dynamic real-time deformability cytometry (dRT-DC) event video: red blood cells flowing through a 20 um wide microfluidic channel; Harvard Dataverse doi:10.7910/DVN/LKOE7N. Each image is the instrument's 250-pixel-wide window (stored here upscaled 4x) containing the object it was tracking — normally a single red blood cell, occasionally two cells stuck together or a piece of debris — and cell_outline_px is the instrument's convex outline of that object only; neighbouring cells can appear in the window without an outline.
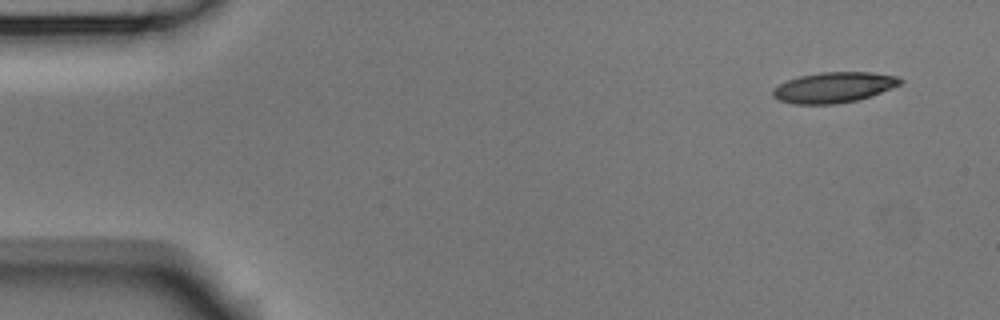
{"species": "Egyptian fruit bat (a non-hibernating species)", "species_latin": "Rousettus aegyptiacus", "temperature_condition": "room temperature", "stored_images_in_passage": 4, "camera_frame_rate_fps": 3000, "um_per_image_px": 0.085, "animal": {"sex": "male"}, "frame": {"image": 1, "passage_image": 1, "time_ms": 0.0, "image_size_px": [1000, 320], "cell_outline_px": [[904, 80], [900, 84], [892, 88], [856, 100], [836, 104], [796, 104], [780, 100], [772, 96], [772, 92], [780, 84], [788, 80], [800, 76], [820, 72], [872, 72], [896, 76]], "centroid_in_image_um": [70.88, 7.42], "position_along_channel_um": 14.1, "area_um2": 22.37}}
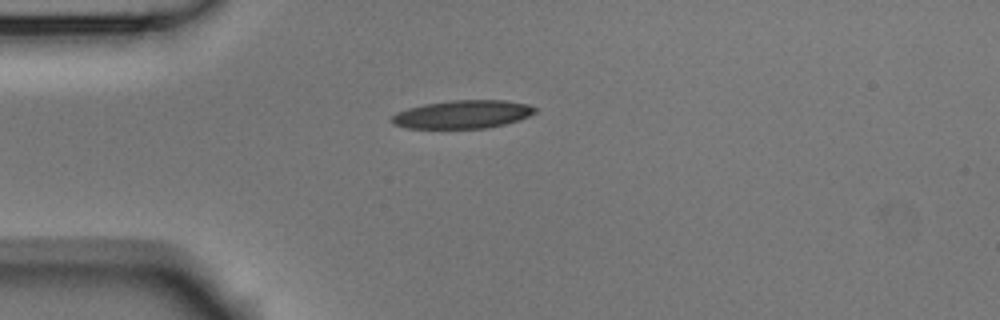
{"frame": {"image": 2, "passage_image": 4, "time_ms": 1.0, "image_size_px": [1000, 320], "cell_outline_px": [[536, 112], [520, 120], [488, 128], [408, 128], [392, 124], [388, 120], [396, 112], [408, 108], [424, 104], [452, 100], [504, 100], [528, 104], [536, 108]], "centroid_in_image_um": [39.3, 9.72], "position_along_channel_um": 45.7, "area_um2": 23.64}}